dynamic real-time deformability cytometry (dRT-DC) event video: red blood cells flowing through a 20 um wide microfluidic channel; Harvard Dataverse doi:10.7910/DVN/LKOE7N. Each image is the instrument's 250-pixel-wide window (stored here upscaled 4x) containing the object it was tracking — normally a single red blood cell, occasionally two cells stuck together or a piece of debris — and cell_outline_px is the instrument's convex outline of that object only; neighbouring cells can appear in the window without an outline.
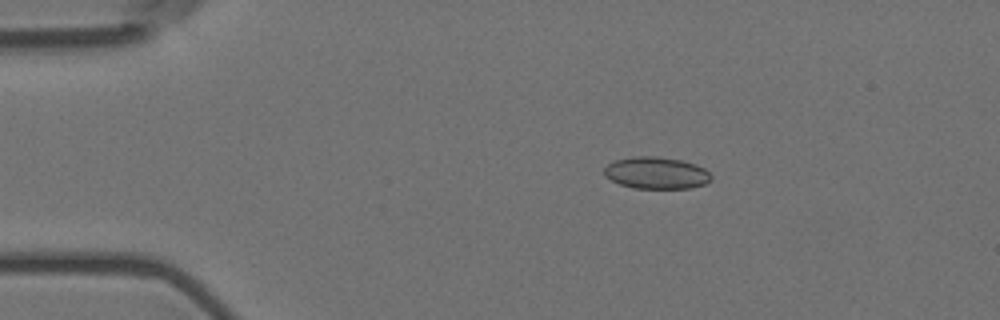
{"species": "Egyptian fruit bat (a non-hibernating species)", "species_latin": "Rousettus aegyptiacus", "temperature_condition": "room temperature", "stored_images_in_passage": 6, "camera_frame_rate_fps": 3000, "um_per_image_px": 0.085, "animal": {"sex": "female"}, "frame": {"image": 1, "passage_image": 3, "time_ms": 0.667, "image_size_px": [1000, 320], "cell_outline_px": [[712, 180], [704, 184], [688, 188], [632, 188], [620, 184], [604, 176], [604, 168], [612, 160], [632, 156], [656, 156], [680, 160], [696, 164], [704, 168], [712, 176]], "centroid_in_image_um": [55.76, 14.69], "position_along_channel_um": 29.2, "area_um2": 20.0}}
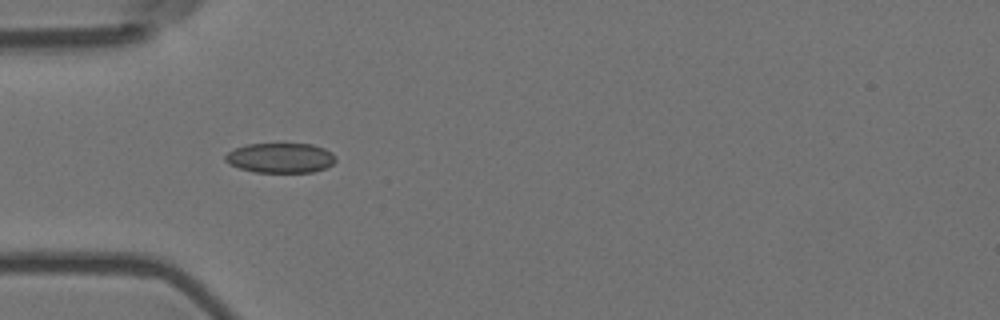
{"frame": {"image": 2, "passage_image": 5, "time_ms": 1.333, "image_size_px": [1000, 320], "cell_outline_px": [[336, 160], [332, 164], [324, 168], [312, 172], [256, 172], [240, 168], [228, 164], [224, 160], [224, 156], [228, 152], [236, 148], [248, 144], [312, 144], [324, 148], [332, 152], [336, 156]], "centroid_in_image_um": [23.84, 13.42], "position_along_channel_um": 61.2, "area_um2": 19.19}}
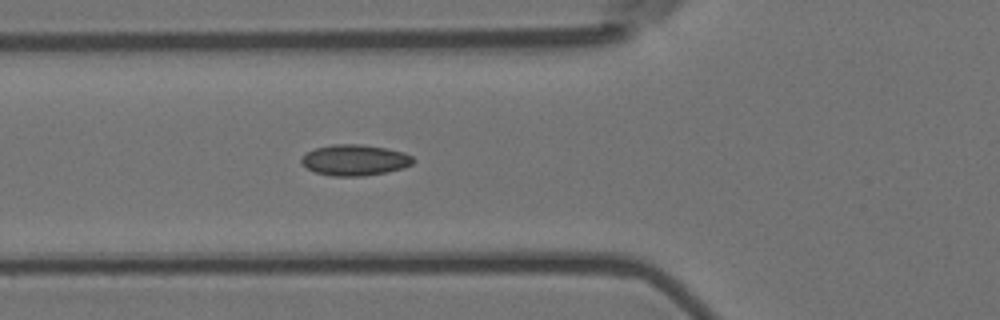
{"frame": {"image": 3, "passage_image": 6, "time_ms": 1.667, "image_size_px": [1000, 320], "cell_outline_px": [[416, 160], [412, 164], [404, 168], [388, 172], [364, 176], [332, 176], [316, 172], [308, 168], [300, 160], [304, 152], [316, 148], [332, 144], [360, 144], [384, 148], [404, 152], [412, 156]], "centroid_in_image_um": [30.17, 13.6], "position_along_channel_um": 95.6, "area_um2": 20.23}}